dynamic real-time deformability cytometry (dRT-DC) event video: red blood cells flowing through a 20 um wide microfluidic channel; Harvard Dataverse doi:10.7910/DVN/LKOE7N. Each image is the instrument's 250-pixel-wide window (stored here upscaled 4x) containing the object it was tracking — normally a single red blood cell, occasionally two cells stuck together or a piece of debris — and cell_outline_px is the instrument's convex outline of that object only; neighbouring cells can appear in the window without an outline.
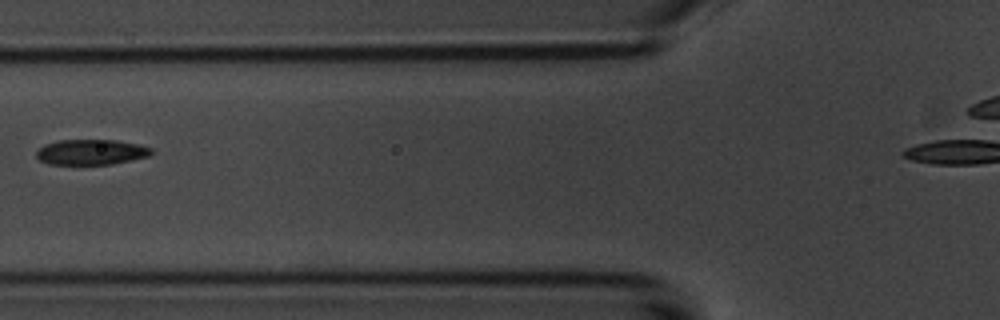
{"species": "common noctule bat (a hibernating species)", "species_latin": "Nyctalus noctula", "temperature_condition": "room temperature", "stored_images_in_passage": 6, "camera_frame_rate_fps": 3000, "um_per_image_px": 0.085, "animal": {"sex": "male", "body_mass_g": 20.1, "forearm_length_mm": 53.5}, "frame": {"image": 1, "passage_image": 3, "time_ms": 2.333, "image_size_px": [1000, 320], "cell_outline_px": [[156, 152], [148, 156], [112, 164], [48, 164], [40, 160], [36, 156], [36, 152], [44, 144], [56, 140], [116, 140], [136, 144], [152, 148]], "centroid_in_image_um": [7.74, 12.92], "position_along_channel_um": 118.1, "area_um2": 16.99}}
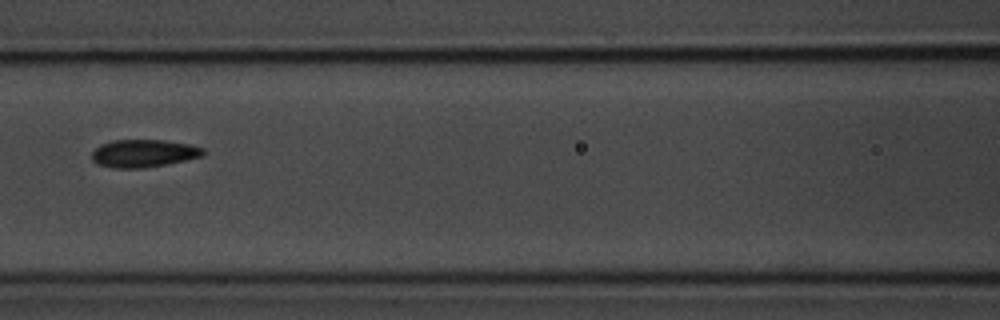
{"frame": {"image": 2, "passage_image": 4, "time_ms": 3.333, "image_size_px": [1000, 320], "cell_outline_px": [[204, 156], [144, 168], [112, 168], [96, 164], [92, 160], [92, 152], [100, 144], [112, 140], [164, 140], [192, 144], [204, 148]], "centroid_in_image_um": [12.2, 13.03], "position_along_channel_um": 154.4, "area_um2": 18.09}}
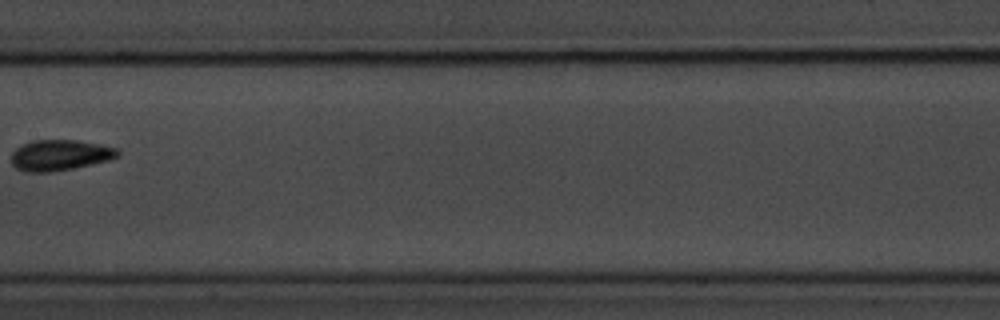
{"frame": {"image": 3, "passage_image": 5, "time_ms": 4.667, "image_size_px": [1000, 320], "cell_outline_px": [[120, 156], [108, 160], [72, 168], [52, 172], [24, 172], [16, 168], [12, 164], [12, 152], [20, 144], [32, 140], [76, 140], [100, 144], [116, 148], [120, 152]], "centroid_in_image_um": [5.06, 13.18], "position_along_channel_um": 202.3, "area_um2": 19.13}}